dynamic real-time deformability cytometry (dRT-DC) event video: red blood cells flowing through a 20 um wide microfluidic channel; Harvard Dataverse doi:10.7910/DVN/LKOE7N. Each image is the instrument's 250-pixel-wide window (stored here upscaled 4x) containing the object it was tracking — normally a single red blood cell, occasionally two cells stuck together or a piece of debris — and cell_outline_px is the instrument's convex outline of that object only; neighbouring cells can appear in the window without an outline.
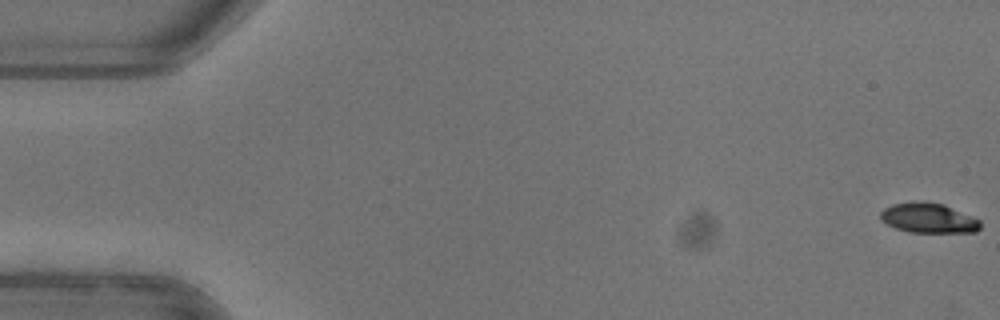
{"species": "common noctule bat (a hibernating species)", "species_latin": "Nyctalus noctula", "temperature_condition": "warm", "stored_images_in_passage": 53, "camera_frame_rate_fps": 3000, "um_per_image_px": 0.085, "animal": {"sex": "female"}, "frame": {"image": 1, "passage_image": 1, "time_ms": 0.0, "image_size_px": [1000, 320], "cell_outline_px": [[980, 228], [976, 232], [908, 232], [896, 228], [880, 220], [880, 212], [884, 208], [892, 204], [944, 204], [980, 220]], "centroid_in_image_um": [78.93, 18.58], "position_along_channel_um": 6.1, "area_um2": 16.7}}
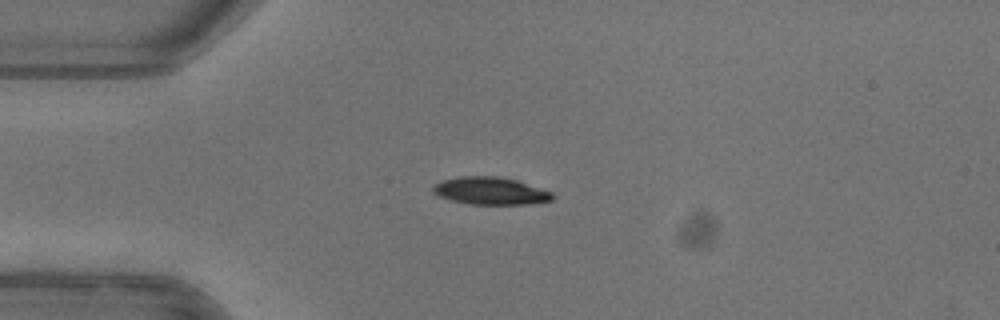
{"frame": {"image": 2, "passage_image": 14, "time_ms": 4.333, "image_size_px": [1000, 320], "cell_outline_px": [[556, 196], [552, 200], [528, 204], [472, 204], [452, 200], [440, 196], [432, 192], [432, 188], [440, 180], [460, 176], [496, 176], [516, 180], [552, 192]], "centroid_in_image_um": [41.69, 16.22], "position_along_channel_um": 43.3, "area_um2": 19.02}}
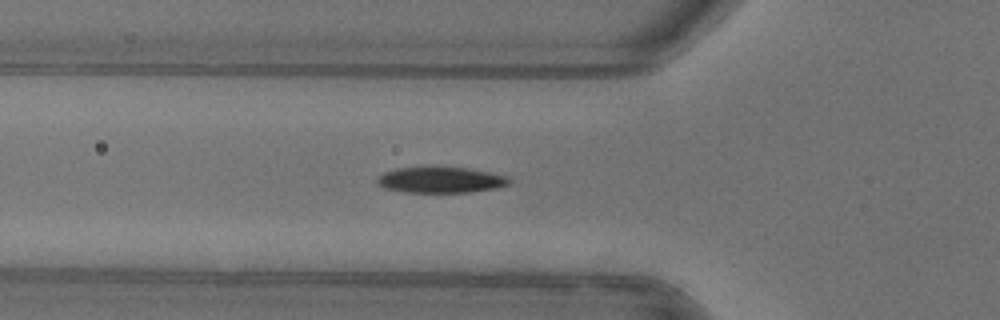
{"frame": {"image": 3, "passage_image": 19, "time_ms": 6.0, "image_size_px": [1000, 320], "cell_outline_px": [[508, 184], [496, 188], [468, 192], [404, 192], [384, 188], [376, 184], [376, 180], [384, 172], [396, 168], [468, 168], [508, 176]], "centroid_in_image_um": [37.41, 15.3], "position_along_channel_um": 88.4, "area_um2": 19.54}, "authors_computed_cell_mechanics": {"area_um2": 19.7098, "velocity_mm_per_s": 3.9863, "shape_relaxation_time_tau1_ms": 3.6146, "shape_relaxation_time_tau2_ms": null, "deformation_change_tau1": 0.1734, "deformation_change_tau2": null}}